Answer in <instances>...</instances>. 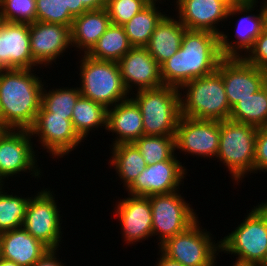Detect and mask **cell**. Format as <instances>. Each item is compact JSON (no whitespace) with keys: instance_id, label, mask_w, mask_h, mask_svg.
Masks as SVG:
<instances>
[{"instance_id":"obj_1","label":"cell","mask_w":267,"mask_h":266,"mask_svg":"<svg viewBox=\"0 0 267 266\" xmlns=\"http://www.w3.org/2000/svg\"><path fill=\"white\" fill-rule=\"evenodd\" d=\"M222 58L217 34L186 30L180 49L160 66L163 85L180 89L188 81L214 73Z\"/></svg>"},{"instance_id":"obj_2","label":"cell","mask_w":267,"mask_h":266,"mask_svg":"<svg viewBox=\"0 0 267 266\" xmlns=\"http://www.w3.org/2000/svg\"><path fill=\"white\" fill-rule=\"evenodd\" d=\"M35 69H4L0 75L2 130H29L41 107L46 82ZM37 75V76H36ZM43 81V82H42Z\"/></svg>"},{"instance_id":"obj_3","label":"cell","mask_w":267,"mask_h":266,"mask_svg":"<svg viewBox=\"0 0 267 266\" xmlns=\"http://www.w3.org/2000/svg\"><path fill=\"white\" fill-rule=\"evenodd\" d=\"M179 90L181 116L215 121L230 118L231 108L222 75L217 70L210 75L186 82Z\"/></svg>"},{"instance_id":"obj_4","label":"cell","mask_w":267,"mask_h":266,"mask_svg":"<svg viewBox=\"0 0 267 266\" xmlns=\"http://www.w3.org/2000/svg\"><path fill=\"white\" fill-rule=\"evenodd\" d=\"M258 128L230 119L220 121L217 162L223 163L231 181L239 185L254 173L255 147ZM243 178V180H242Z\"/></svg>"},{"instance_id":"obj_5","label":"cell","mask_w":267,"mask_h":266,"mask_svg":"<svg viewBox=\"0 0 267 266\" xmlns=\"http://www.w3.org/2000/svg\"><path fill=\"white\" fill-rule=\"evenodd\" d=\"M135 92L130 97L141 110L144 135H175L181 118L180 90L162 85Z\"/></svg>"},{"instance_id":"obj_6","label":"cell","mask_w":267,"mask_h":266,"mask_svg":"<svg viewBox=\"0 0 267 266\" xmlns=\"http://www.w3.org/2000/svg\"><path fill=\"white\" fill-rule=\"evenodd\" d=\"M259 202L235 230L220 239V251L260 266L267 255V200Z\"/></svg>"},{"instance_id":"obj_7","label":"cell","mask_w":267,"mask_h":266,"mask_svg":"<svg viewBox=\"0 0 267 266\" xmlns=\"http://www.w3.org/2000/svg\"><path fill=\"white\" fill-rule=\"evenodd\" d=\"M81 56L77 68L83 97L109 109L131 96L124 87L117 62L96 60L86 54Z\"/></svg>"},{"instance_id":"obj_8","label":"cell","mask_w":267,"mask_h":266,"mask_svg":"<svg viewBox=\"0 0 267 266\" xmlns=\"http://www.w3.org/2000/svg\"><path fill=\"white\" fill-rule=\"evenodd\" d=\"M199 222L198 219L184 232L167 239L159 250L183 266H214L216 256H222L220 241H215Z\"/></svg>"},{"instance_id":"obj_9","label":"cell","mask_w":267,"mask_h":266,"mask_svg":"<svg viewBox=\"0 0 267 266\" xmlns=\"http://www.w3.org/2000/svg\"><path fill=\"white\" fill-rule=\"evenodd\" d=\"M181 190L169 194L149 196L152 209V236L156 237L158 245L176 234L184 232L198 220V214Z\"/></svg>"},{"instance_id":"obj_10","label":"cell","mask_w":267,"mask_h":266,"mask_svg":"<svg viewBox=\"0 0 267 266\" xmlns=\"http://www.w3.org/2000/svg\"><path fill=\"white\" fill-rule=\"evenodd\" d=\"M26 210L23 228L49 249H59L62 243V216L51 189H40L32 194ZM61 222V223H60ZM61 242V243H60Z\"/></svg>"},{"instance_id":"obj_11","label":"cell","mask_w":267,"mask_h":266,"mask_svg":"<svg viewBox=\"0 0 267 266\" xmlns=\"http://www.w3.org/2000/svg\"><path fill=\"white\" fill-rule=\"evenodd\" d=\"M32 138L29 130L4 129L0 131V181L3 184L9 180V177H17L24 172L32 174L31 177L37 180L42 176L39 163H37L39 156L34 150L37 145L31 141Z\"/></svg>"},{"instance_id":"obj_12","label":"cell","mask_w":267,"mask_h":266,"mask_svg":"<svg viewBox=\"0 0 267 266\" xmlns=\"http://www.w3.org/2000/svg\"><path fill=\"white\" fill-rule=\"evenodd\" d=\"M71 118L72 116H59L52 112H38L29 129L31 136L35 139L37 137V142L53 160L54 157L67 156L81 142H85L75 132Z\"/></svg>"},{"instance_id":"obj_13","label":"cell","mask_w":267,"mask_h":266,"mask_svg":"<svg viewBox=\"0 0 267 266\" xmlns=\"http://www.w3.org/2000/svg\"><path fill=\"white\" fill-rule=\"evenodd\" d=\"M259 2H255L247 5H230L228 11L229 19L233 17L238 18L235 24L236 40L228 38L229 33L222 31L219 35V49L222 57H241L243 58L247 52L253 47L256 38L262 33L263 27V1L260 2L261 6L259 10H254ZM257 12L255 13L253 12ZM259 12V13H258ZM238 14V15H237ZM236 15V16H235ZM243 15V16H242Z\"/></svg>"},{"instance_id":"obj_14","label":"cell","mask_w":267,"mask_h":266,"mask_svg":"<svg viewBox=\"0 0 267 266\" xmlns=\"http://www.w3.org/2000/svg\"><path fill=\"white\" fill-rule=\"evenodd\" d=\"M220 140V121L181 116L175 132V149L201 158H216Z\"/></svg>"},{"instance_id":"obj_15","label":"cell","mask_w":267,"mask_h":266,"mask_svg":"<svg viewBox=\"0 0 267 266\" xmlns=\"http://www.w3.org/2000/svg\"><path fill=\"white\" fill-rule=\"evenodd\" d=\"M177 158L176 154L171 160L147 165L125 189L128 195L149 197L180 190L188 169Z\"/></svg>"},{"instance_id":"obj_16","label":"cell","mask_w":267,"mask_h":266,"mask_svg":"<svg viewBox=\"0 0 267 266\" xmlns=\"http://www.w3.org/2000/svg\"><path fill=\"white\" fill-rule=\"evenodd\" d=\"M217 71L222 75L230 108L239 100L259 91L267 81V71L241 57H223Z\"/></svg>"},{"instance_id":"obj_17","label":"cell","mask_w":267,"mask_h":266,"mask_svg":"<svg viewBox=\"0 0 267 266\" xmlns=\"http://www.w3.org/2000/svg\"><path fill=\"white\" fill-rule=\"evenodd\" d=\"M29 35L31 55L39 68L57 65V59L72 48L70 26L35 21L29 24Z\"/></svg>"},{"instance_id":"obj_18","label":"cell","mask_w":267,"mask_h":266,"mask_svg":"<svg viewBox=\"0 0 267 266\" xmlns=\"http://www.w3.org/2000/svg\"><path fill=\"white\" fill-rule=\"evenodd\" d=\"M114 210L128 245L151 239L153 216L149 197L128 195L117 200Z\"/></svg>"},{"instance_id":"obj_19","label":"cell","mask_w":267,"mask_h":266,"mask_svg":"<svg viewBox=\"0 0 267 266\" xmlns=\"http://www.w3.org/2000/svg\"><path fill=\"white\" fill-rule=\"evenodd\" d=\"M117 63L129 94L163 85L160 65L146 47H132Z\"/></svg>"},{"instance_id":"obj_20","label":"cell","mask_w":267,"mask_h":266,"mask_svg":"<svg viewBox=\"0 0 267 266\" xmlns=\"http://www.w3.org/2000/svg\"><path fill=\"white\" fill-rule=\"evenodd\" d=\"M174 3L178 12L174 16L187 30L209 31L219 36L222 31L218 24L228 21L230 4L226 0H174Z\"/></svg>"},{"instance_id":"obj_21","label":"cell","mask_w":267,"mask_h":266,"mask_svg":"<svg viewBox=\"0 0 267 266\" xmlns=\"http://www.w3.org/2000/svg\"><path fill=\"white\" fill-rule=\"evenodd\" d=\"M0 65L3 69H36L32 55L29 24L0 20Z\"/></svg>"},{"instance_id":"obj_22","label":"cell","mask_w":267,"mask_h":266,"mask_svg":"<svg viewBox=\"0 0 267 266\" xmlns=\"http://www.w3.org/2000/svg\"><path fill=\"white\" fill-rule=\"evenodd\" d=\"M142 120L141 110L131 97L107 109L106 132L116 136L110 146L137 141L144 135Z\"/></svg>"},{"instance_id":"obj_23","label":"cell","mask_w":267,"mask_h":266,"mask_svg":"<svg viewBox=\"0 0 267 266\" xmlns=\"http://www.w3.org/2000/svg\"><path fill=\"white\" fill-rule=\"evenodd\" d=\"M50 249L23 227L0 233V257L33 266Z\"/></svg>"},{"instance_id":"obj_24","label":"cell","mask_w":267,"mask_h":266,"mask_svg":"<svg viewBox=\"0 0 267 266\" xmlns=\"http://www.w3.org/2000/svg\"><path fill=\"white\" fill-rule=\"evenodd\" d=\"M186 30L178 17L169 14L157 24L146 48L160 66L180 49Z\"/></svg>"},{"instance_id":"obj_25","label":"cell","mask_w":267,"mask_h":266,"mask_svg":"<svg viewBox=\"0 0 267 266\" xmlns=\"http://www.w3.org/2000/svg\"><path fill=\"white\" fill-rule=\"evenodd\" d=\"M110 25L111 20L105 8L87 11L75 17L71 26L72 48L80 50L79 56L81 51L87 54Z\"/></svg>"},{"instance_id":"obj_26","label":"cell","mask_w":267,"mask_h":266,"mask_svg":"<svg viewBox=\"0 0 267 266\" xmlns=\"http://www.w3.org/2000/svg\"><path fill=\"white\" fill-rule=\"evenodd\" d=\"M110 148L109 166L115 169L126 189L145 170L147 163L137 147L131 144H116Z\"/></svg>"},{"instance_id":"obj_27","label":"cell","mask_w":267,"mask_h":266,"mask_svg":"<svg viewBox=\"0 0 267 266\" xmlns=\"http://www.w3.org/2000/svg\"><path fill=\"white\" fill-rule=\"evenodd\" d=\"M158 3H149L123 26L132 47H146L157 24L166 15Z\"/></svg>"},{"instance_id":"obj_28","label":"cell","mask_w":267,"mask_h":266,"mask_svg":"<svg viewBox=\"0 0 267 266\" xmlns=\"http://www.w3.org/2000/svg\"><path fill=\"white\" fill-rule=\"evenodd\" d=\"M71 121L78 136L87 140L85 138L90 131L103 127L106 130L107 109L102 104L81 96L73 108Z\"/></svg>"},{"instance_id":"obj_29","label":"cell","mask_w":267,"mask_h":266,"mask_svg":"<svg viewBox=\"0 0 267 266\" xmlns=\"http://www.w3.org/2000/svg\"><path fill=\"white\" fill-rule=\"evenodd\" d=\"M131 48L123 26L111 24L86 55L96 60L118 62Z\"/></svg>"},{"instance_id":"obj_30","label":"cell","mask_w":267,"mask_h":266,"mask_svg":"<svg viewBox=\"0 0 267 266\" xmlns=\"http://www.w3.org/2000/svg\"><path fill=\"white\" fill-rule=\"evenodd\" d=\"M230 120L250 124L257 128L267 126V86L239 100L232 108Z\"/></svg>"},{"instance_id":"obj_31","label":"cell","mask_w":267,"mask_h":266,"mask_svg":"<svg viewBox=\"0 0 267 266\" xmlns=\"http://www.w3.org/2000/svg\"><path fill=\"white\" fill-rule=\"evenodd\" d=\"M5 186L0 188V233L23 226L30 199L28 196L13 195V192L9 194L4 190Z\"/></svg>"},{"instance_id":"obj_32","label":"cell","mask_w":267,"mask_h":266,"mask_svg":"<svg viewBox=\"0 0 267 266\" xmlns=\"http://www.w3.org/2000/svg\"><path fill=\"white\" fill-rule=\"evenodd\" d=\"M44 85L42 90L41 107L38 112H52L59 116H72L77 100L82 96L79 87H60L48 89ZM48 89V91H47Z\"/></svg>"},{"instance_id":"obj_33","label":"cell","mask_w":267,"mask_h":266,"mask_svg":"<svg viewBox=\"0 0 267 266\" xmlns=\"http://www.w3.org/2000/svg\"><path fill=\"white\" fill-rule=\"evenodd\" d=\"M147 165L171 160L176 155L175 135H142L133 143Z\"/></svg>"},{"instance_id":"obj_34","label":"cell","mask_w":267,"mask_h":266,"mask_svg":"<svg viewBox=\"0 0 267 266\" xmlns=\"http://www.w3.org/2000/svg\"><path fill=\"white\" fill-rule=\"evenodd\" d=\"M0 20L12 23H34L36 0H0Z\"/></svg>"},{"instance_id":"obj_35","label":"cell","mask_w":267,"mask_h":266,"mask_svg":"<svg viewBox=\"0 0 267 266\" xmlns=\"http://www.w3.org/2000/svg\"><path fill=\"white\" fill-rule=\"evenodd\" d=\"M74 17L61 0H36V21L72 26Z\"/></svg>"},{"instance_id":"obj_36","label":"cell","mask_w":267,"mask_h":266,"mask_svg":"<svg viewBox=\"0 0 267 266\" xmlns=\"http://www.w3.org/2000/svg\"><path fill=\"white\" fill-rule=\"evenodd\" d=\"M148 4L146 0H107L105 9L111 24L122 26Z\"/></svg>"},{"instance_id":"obj_37","label":"cell","mask_w":267,"mask_h":266,"mask_svg":"<svg viewBox=\"0 0 267 266\" xmlns=\"http://www.w3.org/2000/svg\"><path fill=\"white\" fill-rule=\"evenodd\" d=\"M243 58L253 66L267 71V31L263 29L253 47Z\"/></svg>"},{"instance_id":"obj_38","label":"cell","mask_w":267,"mask_h":266,"mask_svg":"<svg viewBox=\"0 0 267 266\" xmlns=\"http://www.w3.org/2000/svg\"><path fill=\"white\" fill-rule=\"evenodd\" d=\"M267 172V126L258 128L256 136L254 174Z\"/></svg>"},{"instance_id":"obj_39","label":"cell","mask_w":267,"mask_h":266,"mask_svg":"<svg viewBox=\"0 0 267 266\" xmlns=\"http://www.w3.org/2000/svg\"><path fill=\"white\" fill-rule=\"evenodd\" d=\"M58 251V249H50L33 266H66L57 258Z\"/></svg>"},{"instance_id":"obj_40","label":"cell","mask_w":267,"mask_h":266,"mask_svg":"<svg viewBox=\"0 0 267 266\" xmlns=\"http://www.w3.org/2000/svg\"><path fill=\"white\" fill-rule=\"evenodd\" d=\"M107 0H77V6H83L87 11L104 9Z\"/></svg>"},{"instance_id":"obj_41","label":"cell","mask_w":267,"mask_h":266,"mask_svg":"<svg viewBox=\"0 0 267 266\" xmlns=\"http://www.w3.org/2000/svg\"><path fill=\"white\" fill-rule=\"evenodd\" d=\"M64 8H68L70 14L75 18L87 10L83 6H77V0H61Z\"/></svg>"},{"instance_id":"obj_42","label":"cell","mask_w":267,"mask_h":266,"mask_svg":"<svg viewBox=\"0 0 267 266\" xmlns=\"http://www.w3.org/2000/svg\"><path fill=\"white\" fill-rule=\"evenodd\" d=\"M161 253V254H160ZM160 255L157 262V264H154V266H183L181 263L174 261L170 258H168L166 255H164L160 250L158 252V256Z\"/></svg>"},{"instance_id":"obj_43","label":"cell","mask_w":267,"mask_h":266,"mask_svg":"<svg viewBox=\"0 0 267 266\" xmlns=\"http://www.w3.org/2000/svg\"><path fill=\"white\" fill-rule=\"evenodd\" d=\"M230 5H247L255 2H260L258 0H226Z\"/></svg>"},{"instance_id":"obj_44","label":"cell","mask_w":267,"mask_h":266,"mask_svg":"<svg viewBox=\"0 0 267 266\" xmlns=\"http://www.w3.org/2000/svg\"><path fill=\"white\" fill-rule=\"evenodd\" d=\"M263 27L267 31V0H263Z\"/></svg>"},{"instance_id":"obj_45","label":"cell","mask_w":267,"mask_h":266,"mask_svg":"<svg viewBox=\"0 0 267 266\" xmlns=\"http://www.w3.org/2000/svg\"><path fill=\"white\" fill-rule=\"evenodd\" d=\"M0 266H20L16 262L0 257Z\"/></svg>"},{"instance_id":"obj_46","label":"cell","mask_w":267,"mask_h":266,"mask_svg":"<svg viewBox=\"0 0 267 266\" xmlns=\"http://www.w3.org/2000/svg\"><path fill=\"white\" fill-rule=\"evenodd\" d=\"M217 259H218V257L216 256L214 266H217V264H216L217 263ZM230 266H256V265L235 260V262H233V265H230Z\"/></svg>"},{"instance_id":"obj_47","label":"cell","mask_w":267,"mask_h":266,"mask_svg":"<svg viewBox=\"0 0 267 266\" xmlns=\"http://www.w3.org/2000/svg\"><path fill=\"white\" fill-rule=\"evenodd\" d=\"M146 1H147L148 3H156V2L158 3V2H159L160 4H163V3H162V0H146ZM163 1L166 2V0H163ZM167 1H170V0H167Z\"/></svg>"},{"instance_id":"obj_48","label":"cell","mask_w":267,"mask_h":266,"mask_svg":"<svg viewBox=\"0 0 267 266\" xmlns=\"http://www.w3.org/2000/svg\"><path fill=\"white\" fill-rule=\"evenodd\" d=\"M260 266H267V255H266L265 259H264V262Z\"/></svg>"},{"instance_id":"obj_49","label":"cell","mask_w":267,"mask_h":266,"mask_svg":"<svg viewBox=\"0 0 267 266\" xmlns=\"http://www.w3.org/2000/svg\"><path fill=\"white\" fill-rule=\"evenodd\" d=\"M0 129L2 130V119H1V112H0Z\"/></svg>"},{"instance_id":"obj_50","label":"cell","mask_w":267,"mask_h":266,"mask_svg":"<svg viewBox=\"0 0 267 266\" xmlns=\"http://www.w3.org/2000/svg\"><path fill=\"white\" fill-rule=\"evenodd\" d=\"M3 67L0 65V75H1V73L3 72Z\"/></svg>"},{"instance_id":"obj_51","label":"cell","mask_w":267,"mask_h":266,"mask_svg":"<svg viewBox=\"0 0 267 266\" xmlns=\"http://www.w3.org/2000/svg\"><path fill=\"white\" fill-rule=\"evenodd\" d=\"M4 184L0 181V188L3 186Z\"/></svg>"}]
</instances>
